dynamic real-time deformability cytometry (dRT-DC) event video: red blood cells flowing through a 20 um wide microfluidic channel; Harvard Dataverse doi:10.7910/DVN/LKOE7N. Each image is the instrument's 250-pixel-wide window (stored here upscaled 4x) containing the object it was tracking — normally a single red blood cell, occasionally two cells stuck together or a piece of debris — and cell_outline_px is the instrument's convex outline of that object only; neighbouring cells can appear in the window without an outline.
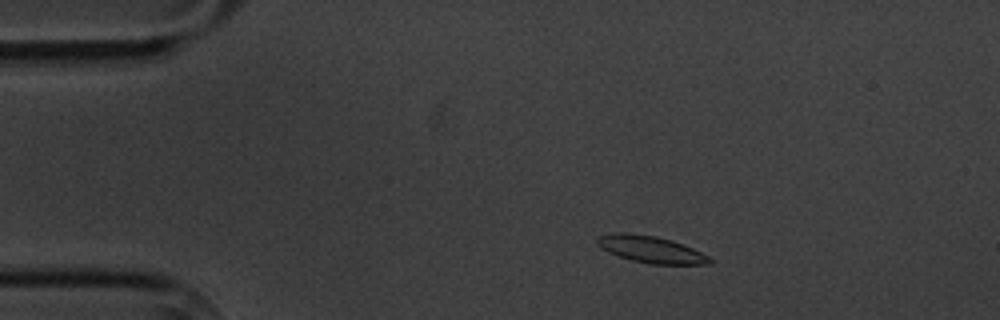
{"species": "common noctule bat (a hibernating species)", "species_latin": "Nyctalus noctula", "temperature_condition": "cold", "stored_images_in_passage": 6, "camera_frame_rate_fps": 3000, "um_per_image_px": 0.085, "animal": {"sex": "male", "body_mass_g": 20.1, "forearm_length_mm": 53.5}, "frame": {"image": 1, "passage_image": 2, "time_ms": 1.0, "image_size_px": [1000, 320], "cell_outline_px": [[712, 260], [708, 264], [652, 264], [632, 260], [608, 252], [600, 248], [596, 244], [596, 236], [616, 232], [624, 232], [656, 236], [672, 240], [684, 244], [708, 256]], "centroid_in_image_um": [55.27, 21.18], "position_along_channel_um": 29.7, "area_um2": 17.57}}
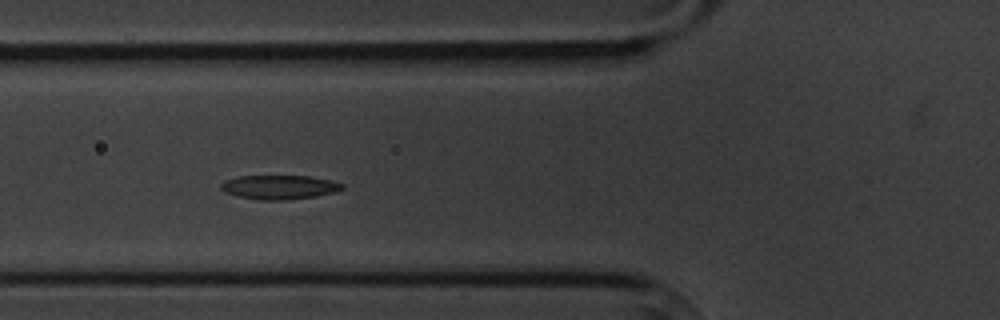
{"frame": {"image": 2, "passage_image": 5, "time_ms": 4.667, "image_size_px": [1000, 320], "cell_outline_px": [[344, 188], [332, 192], [316, 196], [284, 200], [260, 200], [236, 196], [224, 192], [220, 188], [220, 184], [224, 180], [236, 176], [308, 176], [332, 180], [344, 184]], "centroid_in_image_um": [23.69, 15.9], "position_along_channel_um": 102.1, "area_um2": 17.11}}
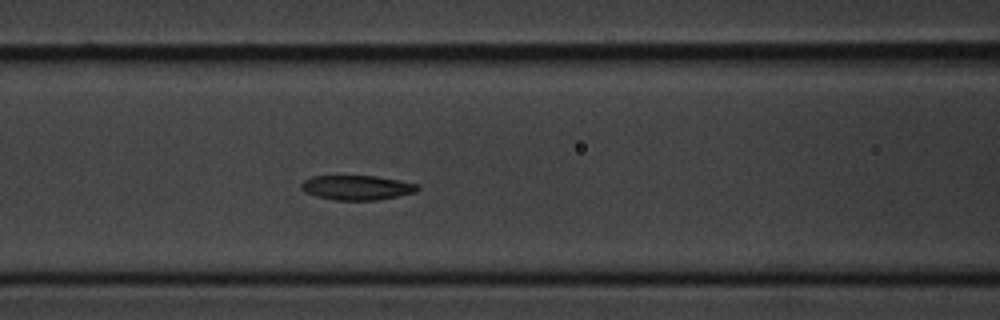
{"frame": {"image": 3, "passage_image": 6, "time_ms": 5.667, "image_size_px": [1000, 320], "cell_outline_px": [[420, 188], [416, 192], [376, 200], [336, 200], [316, 196], [304, 192], [300, 188], [300, 184], [304, 180], [312, 176], [376, 176], [400, 180], [416, 184]], "centroid_in_image_um": [30.31, 15.94], "position_along_channel_um": 136.3, "area_um2": 16.65}}